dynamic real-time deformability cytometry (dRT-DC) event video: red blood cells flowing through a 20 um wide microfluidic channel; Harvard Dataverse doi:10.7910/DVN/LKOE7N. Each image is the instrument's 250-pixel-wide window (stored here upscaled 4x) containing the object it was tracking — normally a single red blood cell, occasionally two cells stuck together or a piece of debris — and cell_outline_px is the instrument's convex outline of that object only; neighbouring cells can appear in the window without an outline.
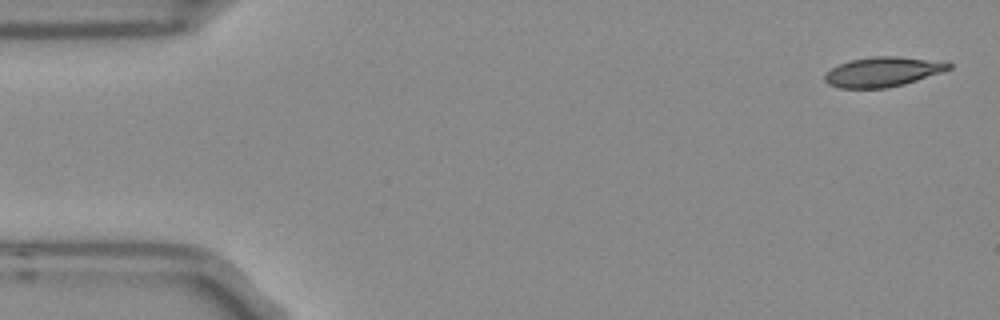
{"species": "Egyptian fruit bat (a non-hibernating species)", "species_latin": "Rousettus aegyptiacus", "temperature_condition": "room temperature", "stored_images_in_passage": 4, "camera_frame_rate_fps": 3000, "um_per_image_px": 0.085, "frame": {"image": 1, "passage_image": 1, "time_ms": 0.0, "image_size_px": [1000, 320], "cell_outline_px": [[952, 68], [904, 84], [884, 88], [840, 88], [828, 84], [824, 80], [824, 76], [832, 68], [848, 60], [872, 56], [896, 56], [944, 60], [952, 64]], "centroid_in_image_um": [75.06, 6.08], "position_along_channel_um": 9.9, "area_um2": 21.56}}